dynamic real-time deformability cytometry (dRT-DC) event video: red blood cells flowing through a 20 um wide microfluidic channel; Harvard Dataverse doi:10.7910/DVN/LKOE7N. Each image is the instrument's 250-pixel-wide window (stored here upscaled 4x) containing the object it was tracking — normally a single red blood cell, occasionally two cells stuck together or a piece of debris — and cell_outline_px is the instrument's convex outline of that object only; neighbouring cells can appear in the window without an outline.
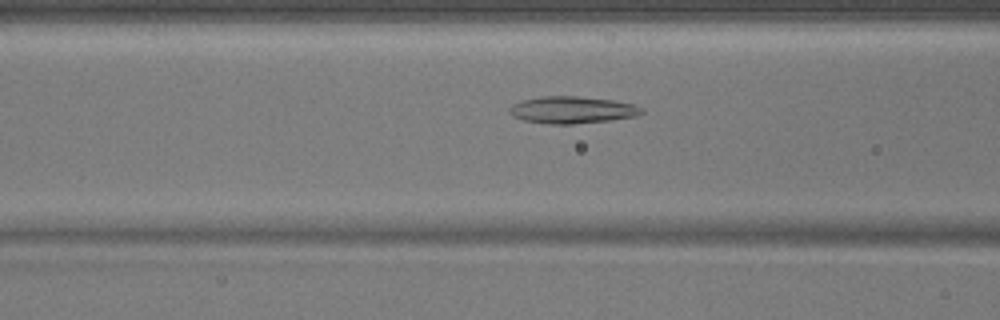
{"species": "common noctule bat (a hibernating species)", "species_latin": "Nyctalus noctula", "temperature_condition": "warm", "stored_images_in_passage": 51, "camera_frame_rate_fps": 3000, "um_per_image_px": 0.085, "animal": {"sex": "male", "body_mass_g": 17.9}, "frame": {"image": 1, "passage_image": 21, "time_ms": 6.667, "image_size_px": [1000, 320], "cell_outline_px": [[644, 112], [636, 116], [612, 120], [572, 124], [544, 124], [524, 120], [512, 116], [508, 112], [508, 108], [512, 104], [524, 100], [544, 96], [576, 96], [616, 100], [632, 104], [644, 108]], "centroid_in_image_um": [48.64, 9.35], "position_along_channel_um": 118.0, "area_um2": 20.98}}
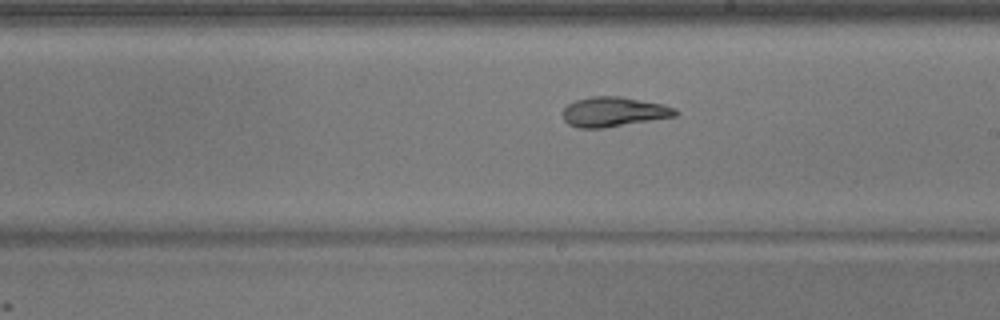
{"frame": {"image": 2, "passage_image": 30, "time_ms": 9.667, "image_size_px": [1000, 320], "cell_outline_px": [[680, 112], [676, 116], [604, 128], [576, 128], [568, 124], [564, 120], [564, 108], [568, 104], [576, 100], [592, 96], [620, 96], [660, 104], [676, 108]], "centroid_in_image_um": [52.16, 9.51], "position_along_channel_um": 236.8, "area_um2": 19.42}}
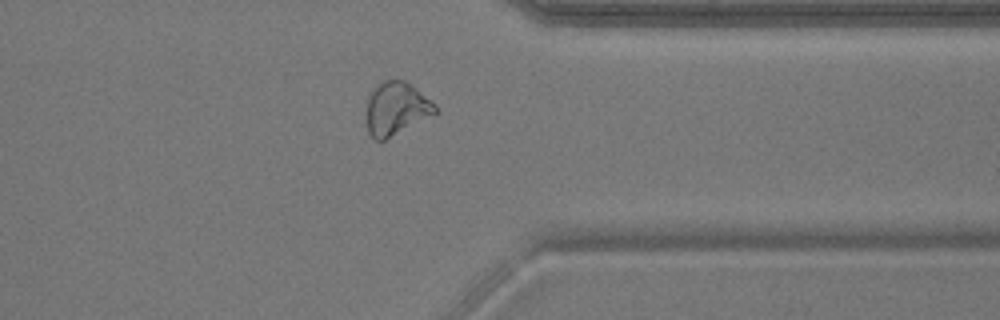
{"frame": {"image": 3, "passage_image": 41, "time_ms": 13.333, "image_size_px": [1000, 320], "cell_outline_px": [[436, 112], [384, 140], [376, 140], [368, 132], [364, 116], [368, 92], [372, 88], [384, 80], [404, 80], [416, 88], [436, 104]], "centroid_in_image_um": [33.59, 9.2], "position_along_channel_um": 377.8, "area_um2": 21.27}}